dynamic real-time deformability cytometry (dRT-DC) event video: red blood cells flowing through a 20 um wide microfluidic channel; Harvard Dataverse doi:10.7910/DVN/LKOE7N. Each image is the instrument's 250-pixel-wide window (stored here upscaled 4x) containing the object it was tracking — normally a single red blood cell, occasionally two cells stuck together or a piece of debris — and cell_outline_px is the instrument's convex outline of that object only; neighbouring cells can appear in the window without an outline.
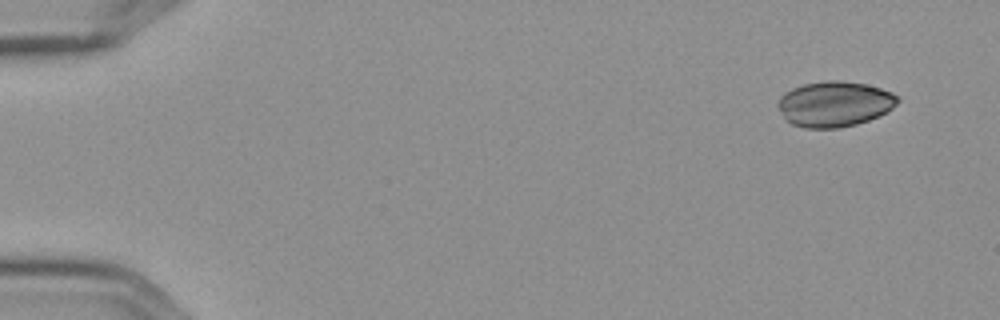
{"species": "Egyptian fruit bat (a non-hibernating species)", "species_latin": "Rousettus aegyptiacus", "temperature_condition": "cold", "stored_images_in_passage": 4, "camera_frame_rate_fps": 3000, "um_per_image_px": 0.085, "frame": {"image": 1, "passage_image": 1, "time_ms": 0.0, "image_size_px": [1000, 320], "cell_outline_px": [[900, 100], [892, 108], [868, 120], [856, 124], [836, 128], [804, 128], [792, 124], [784, 116], [776, 104], [780, 96], [784, 92], [792, 88], [804, 84], [828, 80], [840, 80], [864, 84], [880, 88], [892, 92], [900, 96]], "centroid_in_image_um": [70.92, 8.83], "position_along_channel_um": 14.1, "area_um2": 31.56}}